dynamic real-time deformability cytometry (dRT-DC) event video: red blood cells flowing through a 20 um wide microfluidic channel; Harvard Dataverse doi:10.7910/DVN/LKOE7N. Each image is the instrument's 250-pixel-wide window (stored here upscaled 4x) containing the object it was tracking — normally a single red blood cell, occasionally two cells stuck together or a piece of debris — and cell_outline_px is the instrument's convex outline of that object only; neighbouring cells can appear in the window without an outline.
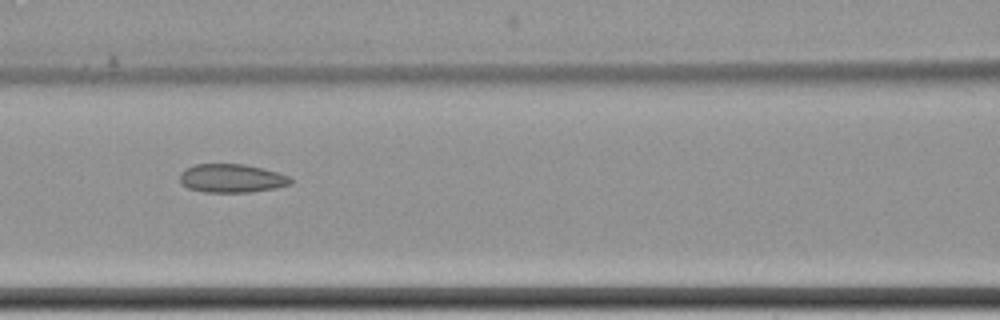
{"species": "common noctule bat (a hibernating species)", "species_latin": "Nyctalus noctula", "temperature_condition": "cold", "stored_images_in_passage": 5, "segment_of_instrument_passage": [1, 2], "camera_frame_rate_fps": 3000, "um_per_image_px": 0.085, "animal": {"sex": "female", "body_mass_g": 22.7, "forearm_length_mm": 54.2}, "frame": {"image": 1, "passage_image": 3, "time_ms": 2.667, "image_size_px": [1000, 320], "cell_outline_px": [[292, 184], [276, 188], [248, 192], [204, 192], [188, 188], [180, 180], [180, 172], [196, 164], [244, 164], [276, 172], [288, 176], [292, 180]], "centroid_in_image_um": [19.7, 15.16], "position_along_channel_um": 146.9, "area_um2": 18.21}}
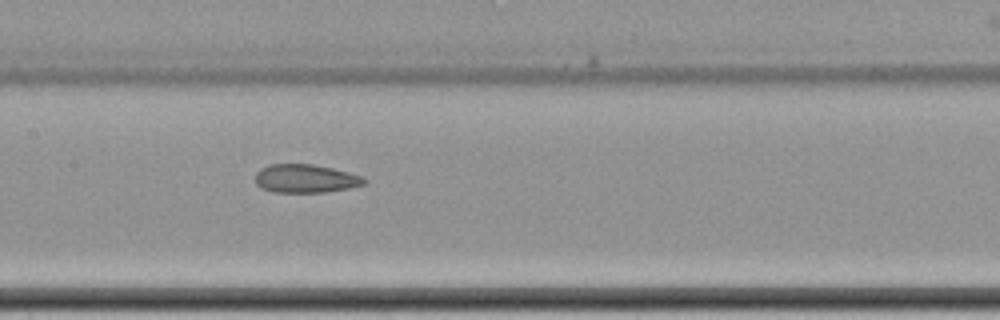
{"frame": {"image": 2, "passage_image": 4, "time_ms": 3.667, "image_size_px": [1000, 320], "cell_outline_px": [[368, 180], [364, 184], [348, 188], [324, 192], [272, 192], [260, 188], [256, 184], [256, 172], [260, 168], [268, 164], [312, 164], [332, 168], [364, 176]], "centroid_in_image_um": [25.95, 15.17], "position_along_channel_um": 181.4, "area_um2": 18.15}}